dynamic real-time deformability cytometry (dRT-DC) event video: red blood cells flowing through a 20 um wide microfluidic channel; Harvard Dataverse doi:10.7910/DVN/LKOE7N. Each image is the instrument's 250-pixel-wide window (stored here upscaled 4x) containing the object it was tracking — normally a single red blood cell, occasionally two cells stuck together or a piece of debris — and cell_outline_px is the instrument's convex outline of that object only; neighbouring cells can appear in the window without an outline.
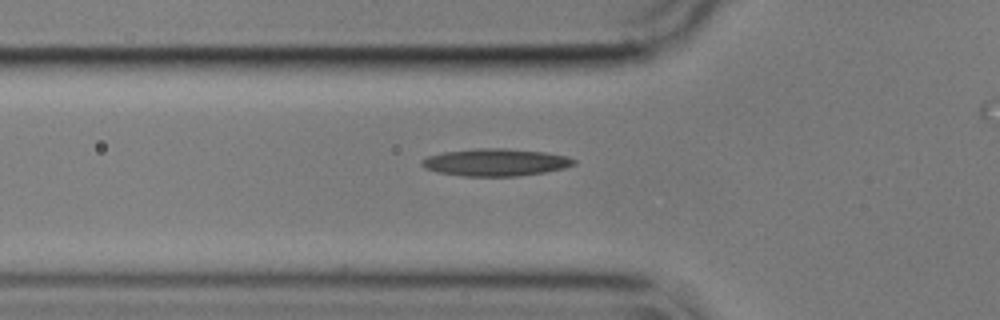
{"species": "common noctule bat (a hibernating species)", "species_latin": "Nyctalus noctula", "temperature_condition": "cold", "stored_images_in_passage": 34, "camera_frame_rate_fps": 3000, "um_per_image_px": 0.085, "animal": {"sex": "male", "body_mass_g": 17.9}, "frame": {"image": 1, "passage_image": 2, "time_ms": 0.333, "image_size_px": [1000, 320], "cell_outline_px": [[576, 164], [564, 168], [544, 172], [516, 176], [464, 176], [436, 172], [424, 168], [420, 164], [420, 160], [428, 156], [444, 152], [476, 148], [504, 148], [544, 152], [568, 156], [576, 160]], "centroid_in_image_um": [42.1, 13.79], "position_along_channel_um": 83.7, "area_um2": 24.28}}
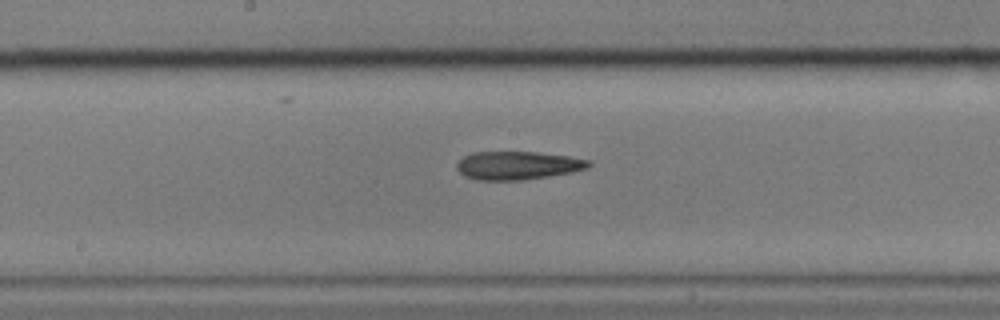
{"frame": {"image": 2, "passage_image": 12, "time_ms": 3.667, "image_size_px": [1000, 320], "cell_outline_px": [[592, 164], [588, 168], [572, 172], [524, 180], [476, 180], [464, 176], [456, 168], [456, 164], [464, 156], [472, 152], [536, 152], [568, 156], [592, 160]], "centroid_in_image_um": [44.01, 14.06], "position_along_channel_um": 204.2, "area_um2": 21.85}}
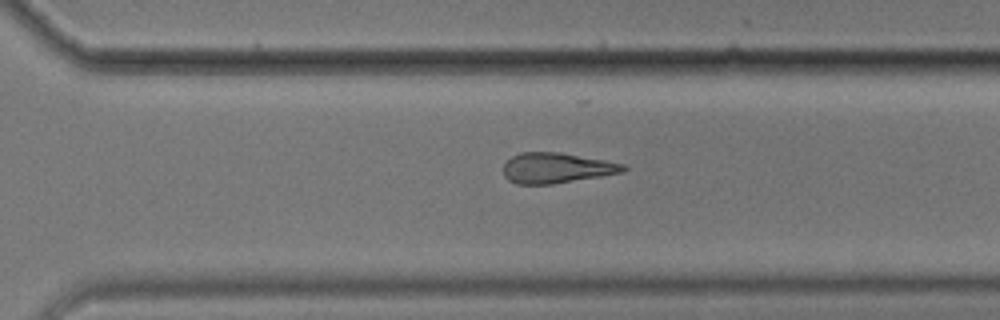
{"frame": {"image": 3, "passage_image": 22, "time_ms": 7.0, "image_size_px": [1000, 320], "cell_outline_px": [[628, 168], [624, 172], [552, 184], [516, 184], [508, 180], [504, 176], [504, 164], [512, 156], [520, 152], [560, 152], [604, 160], [624, 164]], "centroid_in_image_um": [47.29, 14.27], "position_along_channel_um": 323.3, "area_um2": 21.15}}